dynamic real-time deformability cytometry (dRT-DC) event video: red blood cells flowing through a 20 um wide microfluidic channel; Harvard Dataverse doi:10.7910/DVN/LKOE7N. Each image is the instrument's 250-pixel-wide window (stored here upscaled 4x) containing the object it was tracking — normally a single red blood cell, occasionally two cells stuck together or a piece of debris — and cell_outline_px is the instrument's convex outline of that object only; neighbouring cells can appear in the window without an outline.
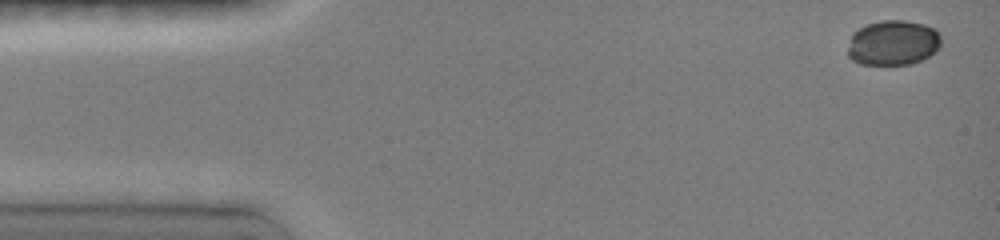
{"species": "common noctule bat (a hibernating species)", "species_latin": "Nyctalus noctula", "temperature_condition": "room temperature", "stored_images_in_passage": 8, "camera_frame_rate_fps": 3000, "um_per_image_px": 0.085, "animal": {"sex": "female", "body_mass_g": 19.0, "forearm_length_mm": 51.5}, "frame": {"image": 1, "passage_image": 1, "time_ms": 0.0, "image_size_px": [1000, 240], "cell_outline_px": [[940, 44], [936, 52], [920, 60], [908, 64], [860, 64], [852, 60], [848, 56], [848, 48], [852, 32], [868, 24], [880, 20], [904, 20], [924, 24], [936, 28], [940, 32]], "centroid_in_image_um": [75.92, 3.62], "position_along_channel_um": 9.1, "area_um2": 24.62}}
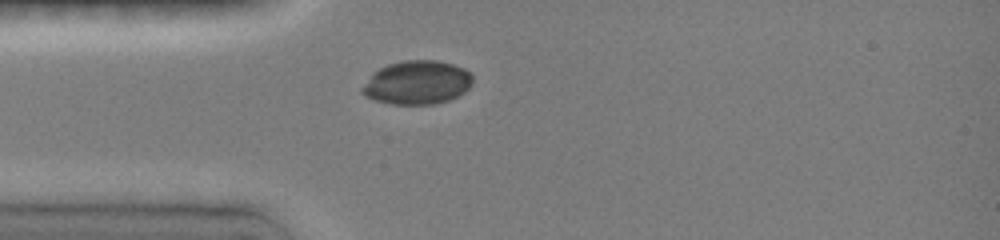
{"frame": {"image": 2, "passage_image": 6, "time_ms": 3.667, "image_size_px": [1000, 240], "cell_outline_px": [[472, 80], [468, 88], [464, 92], [448, 100], [432, 104], [392, 104], [376, 100], [364, 96], [360, 92], [360, 88], [372, 72], [388, 64], [404, 60], [436, 60], [452, 64], [464, 68], [472, 76]], "centroid_in_image_um": [35.4, 7.01], "position_along_channel_um": 49.6, "area_um2": 28.09}}